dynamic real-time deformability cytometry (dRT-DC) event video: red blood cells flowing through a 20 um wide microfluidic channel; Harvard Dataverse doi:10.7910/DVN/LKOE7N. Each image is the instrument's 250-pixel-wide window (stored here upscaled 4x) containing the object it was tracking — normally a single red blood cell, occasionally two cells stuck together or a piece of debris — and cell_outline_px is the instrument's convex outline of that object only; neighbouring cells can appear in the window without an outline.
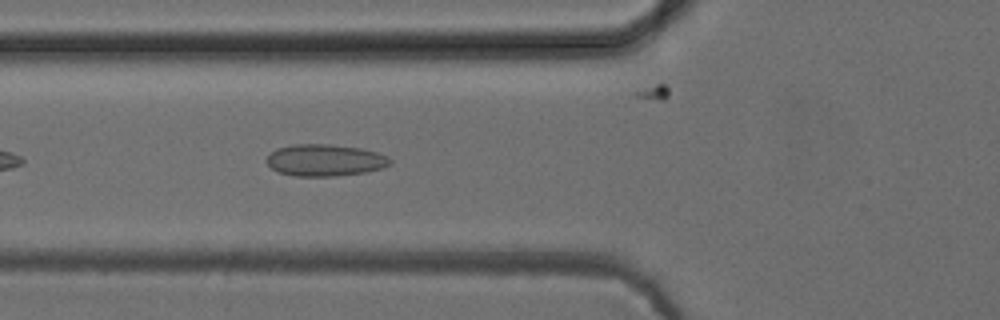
{"species": "common noctule bat (a hibernating species)", "species_latin": "Nyctalus noctula", "temperature_condition": "cold", "stored_images_in_passage": 39, "camera_frame_rate_fps": 3000, "um_per_image_px": 0.085, "animal": {"sex": "female", "body_mass_g": 24.6, "forearm_length_mm": 56.2}, "frame": {"image": 1, "passage_image": 6, "time_ms": 1.667, "image_size_px": [1000, 320], "cell_outline_px": [[392, 164], [384, 168], [364, 172], [336, 176], [296, 176], [280, 172], [272, 168], [264, 160], [276, 148], [292, 144], [332, 144], [360, 148], [376, 152], [388, 156], [392, 160]], "centroid_in_image_um": [27.64, 13.61], "position_along_channel_um": 98.2, "area_um2": 23.0}}
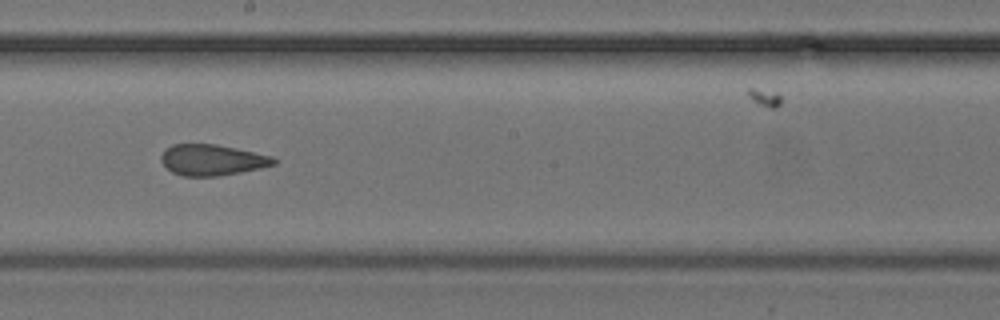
{"frame": {"image": 2, "passage_image": 16, "time_ms": 5.0, "image_size_px": [1000, 320], "cell_outline_px": [[280, 160], [276, 164], [260, 168], [220, 176], [180, 176], [172, 172], [160, 160], [160, 156], [172, 144], [216, 144], [236, 148], [272, 156]], "centroid_in_image_um": [18.06, 13.6], "position_along_channel_um": 230.1, "area_um2": 20.35}}
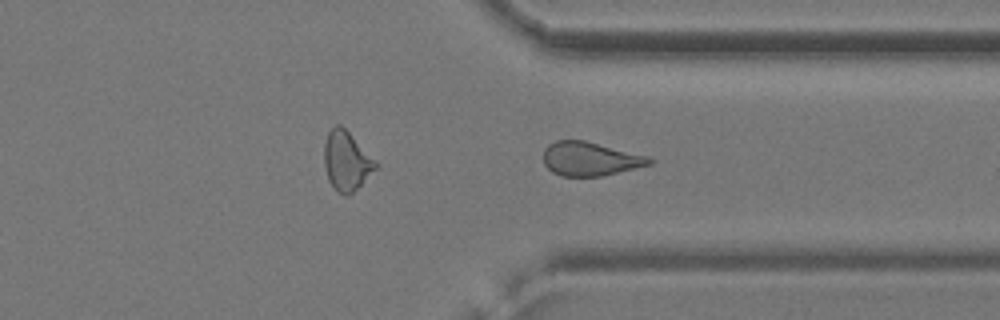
{"frame": {"image": 3, "passage_image": 26, "time_ms": 8.333, "image_size_px": [1000, 320], "cell_outline_px": [[656, 160], [652, 164], [600, 176], [560, 176], [552, 172], [544, 164], [544, 148], [548, 144], [556, 140], [584, 140], [648, 156]], "centroid_in_image_um": [50.15, 13.5], "position_along_channel_um": 361.2, "area_um2": 20.87}, "authors_computed_cell_mechanics": {"area_um2": 21.1548, "velocity_mm_per_s": 3.9415, "shape_relaxation_time_tau1_ms": null, "shape_relaxation_time_tau2_ms": 2.3561, "deformation_change_tau1": null, "deformation_change_tau2": 0.087}}